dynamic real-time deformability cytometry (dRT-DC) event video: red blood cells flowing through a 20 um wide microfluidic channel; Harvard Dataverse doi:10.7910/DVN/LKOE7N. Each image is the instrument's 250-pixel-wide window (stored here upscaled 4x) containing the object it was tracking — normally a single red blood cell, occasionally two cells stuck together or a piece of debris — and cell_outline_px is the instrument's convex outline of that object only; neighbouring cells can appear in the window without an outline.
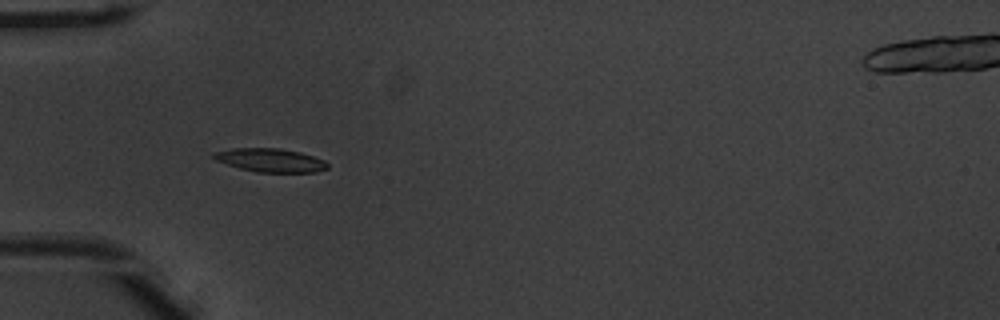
{"species": "common noctule bat (a hibernating species)", "species_latin": "Nyctalus noctula", "temperature_condition": "warm", "stored_images_in_passage": 36, "camera_frame_rate_fps": 3000, "um_per_image_px": 0.085, "animal": {"sex": "male", "body_mass_g": 20.1, "forearm_length_mm": 53.5}, "frame": {"image": 1, "passage_image": 6, "time_ms": 1.667, "image_size_px": [1000, 320], "cell_outline_px": [[328, 168], [316, 172], [256, 172], [240, 168], [216, 160], [212, 156], [212, 152], [232, 148], [280, 148], [300, 152], [324, 160], [328, 164]], "centroid_in_image_um": [22.97, 13.61], "position_along_channel_um": 62.0, "area_um2": 15.55}, "authors_computed_cell_mechanics": {"area_um2": 15.5193, "velocity_mm_per_s": 3.8799, "shape_relaxation_time_tau1_ms": 1.9733, "shape_relaxation_time_tau2_ms": 2.3828, "deformation_change_tau1": 0.1533, "deformation_change_tau2": 0.0729}}